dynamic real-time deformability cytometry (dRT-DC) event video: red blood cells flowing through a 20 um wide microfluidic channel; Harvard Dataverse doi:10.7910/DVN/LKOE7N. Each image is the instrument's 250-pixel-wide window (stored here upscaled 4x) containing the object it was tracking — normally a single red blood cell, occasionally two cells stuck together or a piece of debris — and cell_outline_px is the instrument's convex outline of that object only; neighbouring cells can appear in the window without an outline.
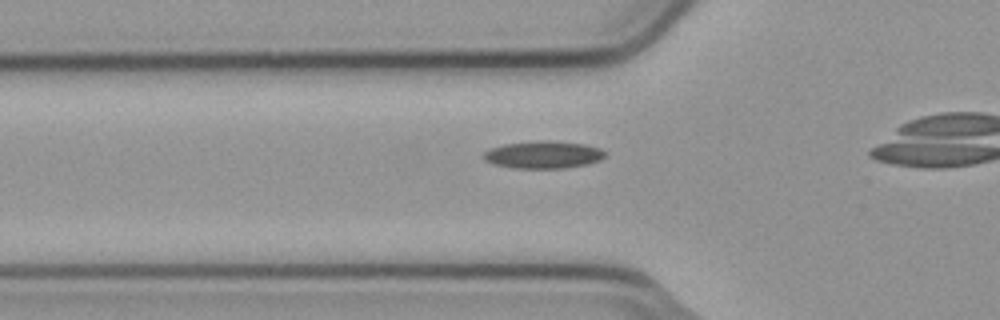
{"species": "common noctule bat (a hibernating species)", "species_latin": "Nyctalus noctula", "temperature_condition": "cold", "stored_images_in_passage": 35, "camera_frame_rate_fps": 3000, "um_per_image_px": 0.085, "animal": {"sex": "male", "body_mass_g": 23.1, "forearm_length_mm": 52.7}, "frame": {"image": 1, "passage_image": 10, "time_ms": 3.0, "image_size_px": [1000, 320], "cell_outline_px": [[604, 156], [600, 160], [588, 164], [564, 168], [512, 168], [492, 164], [484, 160], [480, 156], [484, 152], [492, 148], [504, 144], [540, 140], [544, 140], [584, 144], [600, 148], [604, 152]], "centroid_in_image_um": [46.13, 13.16], "position_along_channel_um": 79.7, "area_um2": 19.42}}
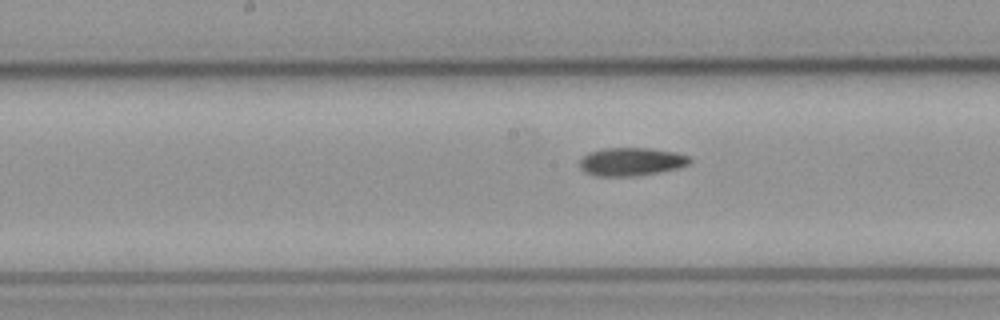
{"frame": {"image": 2, "passage_image": 19, "time_ms": 6.0, "image_size_px": [1000, 320], "cell_outline_px": [[692, 160], [688, 164], [680, 168], [660, 172], [636, 176], [596, 176], [584, 172], [580, 168], [580, 160], [588, 152], [604, 148], [648, 148], [676, 152], [692, 156]], "centroid_in_image_um": [53.69, 13.74], "position_along_channel_um": 194.5, "area_um2": 18.32}}
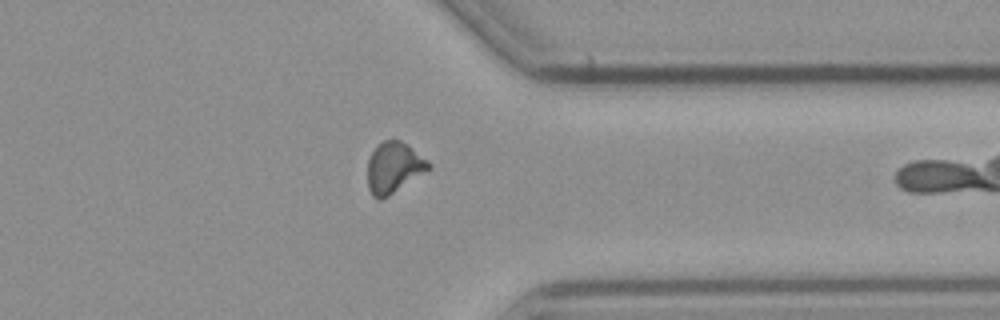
{"frame": {"image": 3, "passage_image": 34, "time_ms": 11.0, "image_size_px": [1000, 320], "cell_outline_px": [[432, 168], [388, 196], [380, 200], [376, 200], [372, 196], [368, 188], [368, 160], [372, 152], [384, 140], [400, 140], [428, 160], [432, 164]], "centroid_in_image_um": [33.48, 14.27], "position_along_channel_um": 377.9, "area_um2": 17.98}}